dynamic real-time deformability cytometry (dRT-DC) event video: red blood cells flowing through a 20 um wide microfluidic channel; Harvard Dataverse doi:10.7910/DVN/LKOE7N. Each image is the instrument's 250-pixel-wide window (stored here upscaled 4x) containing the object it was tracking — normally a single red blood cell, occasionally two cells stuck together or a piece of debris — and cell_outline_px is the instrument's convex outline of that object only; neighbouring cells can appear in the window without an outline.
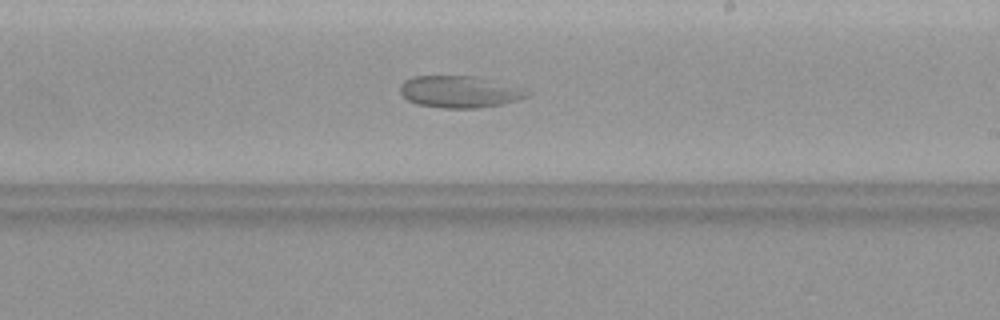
{"species": "common noctule bat (a hibernating species)", "species_latin": "Nyctalus noctula", "temperature_condition": "warm", "stored_images_in_passage": 45, "camera_frame_rate_fps": 3000, "um_per_image_px": 0.085, "animal": {"sex": "female", "body_mass_g": 19.9}, "frame": {"image": 1, "passage_image": 27, "time_ms": 8.667, "image_size_px": [1000, 320], "cell_outline_px": [[532, 92], [528, 96], [516, 100], [500, 104], [480, 108], [440, 108], [420, 104], [408, 100], [400, 92], [400, 84], [404, 80], [412, 76], [476, 76]], "centroid_in_image_um": [39.0, 7.8], "position_along_channel_um": 250.0, "area_um2": 23.24}}
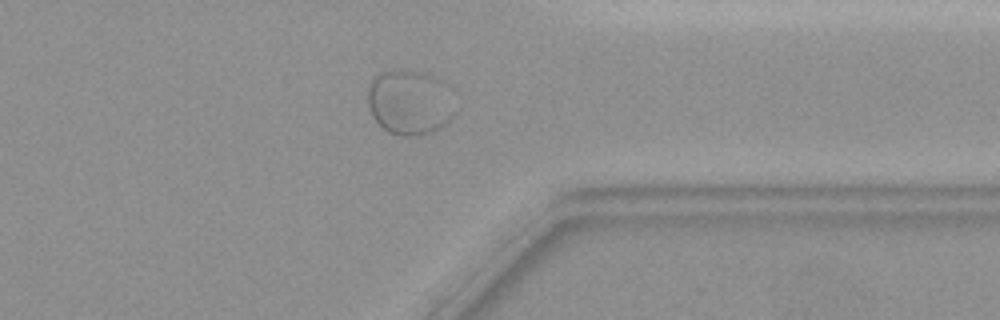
{"frame": {"image": 2, "passage_image": 36, "time_ms": 11.667, "image_size_px": [1000, 320], "cell_outline_px": [[456, 112], [448, 124], [432, 132], [412, 136], [400, 136], [388, 132], [372, 116], [368, 104], [368, 88], [372, 80], [380, 72], [420, 72], [432, 76], [440, 80]], "centroid_in_image_um": [34.8, 8.76], "position_along_channel_um": 376.6, "area_um2": 32.25}}